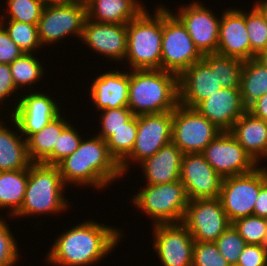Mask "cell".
<instances>
[{"label":"cell","instance_id":"f907efd6","mask_svg":"<svg viewBox=\"0 0 267 266\" xmlns=\"http://www.w3.org/2000/svg\"><path fill=\"white\" fill-rule=\"evenodd\" d=\"M78 1H79V2H84V3H85V2L88 1V0H78Z\"/></svg>","mask_w":267,"mask_h":266},{"label":"cell","instance_id":"cb8c5ba5","mask_svg":"<svg viewBox=\"0 0 267 266\" xmlns=\"http://www.w3.org/2000/svg\"><path fill=\"white\" fill-rule=\"evenodd\" d=\"M259 166L267 158V122L246 111L229 131Z\"/></svg>","mask_w":267,"mask_h":266},{"label":"cell","instance_id":"ac0fdd59","mask_svg":"<svg viewBox=\"0 0 267 266\" xmlns=\"http://www.w3.org/2000/svg\"><path fill=\"white\" fill-rule=\"evenodd\" d=\"M180 181L189 200L219 198L223 178L212 168L201 153L183 155Z\"/></svg>","mask_w":267,"mask_h":266},{"label":"cell","instance_id":"bcb514c9","mask_svg":"<svg viewBox=\"0 0 267 266\" xmlns=\"http://www.w3.org/2000/svg\"><path fill=\"white\" fill-rule=\"evenodd\" d=\"M247 111L250 112L253 116L263 119L265 122H267V93L253 102L247 108Z\"/></svg>","mask_w":267,"mask_h":266},{"label":"cell","instance_id":"4dcf8cb0","mask_svg":"<svg viewBox=\"0 0 267 266\" xmlns=\"http://www.w3.org/2000/svg\"><path fill=\"white\" fill-rule=\"evenodd\" d=\"M137 136V116L134 115L124 127L113 131L105 141L109 153L120 165L131 153Z\"/></svg>","mask_w":267,"mask_h":266},{"label":"cell","instance_id":"1f68e13d","mask_svg":"<svg viewBox=\"0 0 267 266\" xmlns=\"http://www.w3.org/2000/svg\"><path fill=\"white\" fill-rule=\"evenodd\" d=\"M0 24L23 53L35 54V49L37 51V49L42 48L37 24H28L14 20H0Z\"/></svg>","mask_w":267,"mask_h":266},{"label":"cell","instance_id":"8992f818","mask_svg":"<svg viewBox=\"0 0 267 266\" xmlns=\"http://www.w3.org/2000/svg\"><path fill=\"white\" fill-rule=\"evenodd\" d=\"M132 203L153 219L152 225L182 223L188 197L185 187L180 180L175 182L145 185L132 195Z\"/></svg>","mask_w":267,"mask_h":266},{"label":"cell","instance_id":"8fae6325","mask_svg":"<svg viewBox=\"0 0 267 266\" xmlns=\"http://www.w3.org/2000/svg\"><path fill=\"white\" fill-rule=\"evenodd\" d=\"M86 18L84 2L44 6L37 24L41 45L60 42L69 35L80 40Z\"/></svg>","mask_w":267,"mask_h":266},{"label":"cell","instance_id":"c3c4849f","mask_svg":"<svg viewBox=\"0 0 267 266\" xmlns=\"http://www.w3.org/2000/svg\"><path fill=\"white\" fill-rule=\"evenodd\" d=\"M255 5L262 11L265 21L267 23V0L256 1Z\"/></svg>","mask_w":267,"mask_h":266},{"label":"cell","instance_id":"ab89813d","mask_svg":"<svg viewBox=\"0 0 267 266\" xmlns=\"http://www.w3.org/2000/svg\"><path fill=\"white\" fill-rule=\"evenodd\" d=\"M9 227L0 216V266H15L20 260L19 247Z\"/></svg>","mask_w":267,"mask_h":266},{"label":"cell","instance_id":"ba28073f","mask_svg":"<svg viewBox=\"0 0 267 266\" xmlns=\"http://www.w3.org/2000/svg\"><path fill=\"white\" fill-rule=\"evenodd\" d=\"M267 182V167H256L252 172L223 178L219 199L232 223L252 216L260 188Z\"/></svg>","mask_w":267,"mask_h":266},{"label":"cell","instance_id":"4316f807","mask_svg":"<svg viewBox=\"0 0 267 266\" xmlns=\"http://www.w3.org/2000/svg\"><path fill=\"white\" fill-rule=\"evenodd\" d=\"M69 124L61 113L27 139L28 156L32 163L52 165V151L57 146L58 136Z\"/></svg>","mask_w":267,"mask_h":266},{"label":"cell","instance_id":"44dd1931","mask_svg":"<svg viewBox=\"0 0 267 266\" xmlns=\"http://www.w3.org/2000/svg\"><path fill=\"white\" fill-rule=\"evenodd\" d=\"M219 23L217 52L241 60L250 59V41L245 23V10L226 8ZM238 9V10H237Z\"/></svg>","mask_w":267,"mask_h":266},{"label":"cell","instance_id":"f546056e","mask_svg":"<svg viewBox=\"0 0 267 266\" xmlns=\"http://www.w3.org/2000/svg\"><path fill=\"white\" fill-rule=\"evenodd\" d=\"M34 53H24L10 64V70L15 87L34 91L32 85L42 80L44 76V66Z\"/></svg>","mask_w":267,"mask_h":266},{"label":"cell","instance_id":"ee69618b","mask_svg":"<svg viewBox=\"0 0 267 266\" xmlns=\"http://www.w3.org/2000/svg\"><path fill=\"white\" fill-rule=\"evenodd\" d=\"M17 90L12 79L10 64L0 63V105L5 104L3 102L5 99L17 94Z\"/></svg>","mask_w":267,"mask_h":266},{"label":"cell","instance_id":"816d5d0a","mask_svg":"<svg viewBox=\"0 0 267 266\" xmlns=\"http://www.w3.org/2000/svg\"><path fill=\"white\" fill-rule=\"evenodd\" d=\"M229 266H241V265H239V264H233V265H229Z\"/></svg>","mask_w":267,"mask_h":266},{"label":"cell","instance_id":"484cf974","mask_svg":"<svg viewBox=\"0 0 267 266\" xmlns=\"http://www.w3.org/2000/svg\"><path fill=\"white\" fill-rule=\"evenodd\" d=\"M87 19L110 24H127L145 8L138 0H88Z\"/></svg>","mask_w":267,"mask_h":266},{"label":"cell","instance_id":"d590c367","mask_svg":"<svg viewBox=\"0 0 267 266\" xmlns=\"http://www.w3.org/2000/svg\"><path fill=\"white\" fill-rule=\"evenodd\" d=\"M244 61L217 53V77L219 84L225 88H240Z\"/></svg>","mask_w":267,"mask_h":266},{"label":"cell","instance_id":"30bf717a","mask_svg":"<svg viewBox=\"0 0 267 266\" xmlns=\"http://www.w3.org/2000/svg\"><path fill=\"white\" fill-rule=\"evenodd\" d=\"M222 131L195 108L178 105L172 111V142L184 153H201Z\"/></svg>","mask_w":267,"mask_h":266},{"label":"cell","instance_id":"9c48e42d","mask_svg":"<svg viewBox=\"0 0 267 266\" xmlns=\"http://www.w3.org/2000/svg\"><path fill=\"white\" fill-rule=\"evenodd\" d=\"M170 142H172V111L138 115L137 136L133 149L120 164L122 175L129 172L131 168L129 163L131 165L142 163Z\"/></svg>","mask_w":267,"mask_h":266},{"label":"cell","instance_id":"3957f363","mask_svg":"<svg viewBox=\"0 0 267 266\" xmlns=\"http://www.w3.org/2000/svg\"><path fill=\"white\" fill-rule=\"evenodd\" d=\"M179 105V77L162 69L129 70L128 107L136 116L173 111Z\"/></svg>","mask_w":267,"mask_h":266},{"label":"cell","instance_id":"83f0119b","mask_svg":"<svg viewBox=\"0 0 267 266\" xmlns=\"http://www.w3.org/2000/svg\"><path fill=\"white\" fill-rule=\"evenodd\" d=\"M28 169L0 172V209H8L9 217H13L23 204Z\"/></svg>","mask_w":267,"mask_h":266},{"label":"cell","instance_id":"d4e9b609","mask_svg":"<svg viewBox=\"0 0 267 266\" xmlns=\"http://www.w3.org/2000/svg\"><path fill=\"white\" fill-rule=\"evenodd\" d=\"M0 119V172L28 169L32 164L28 156L27 140L21 134L17 122L11 117L12 128ZM20 135H19V134ZM23 137V138H22Z\"/></svg>","mask_w":267,"mask_h":266},{"label":"cell","instance_id":"8d00e7d4","mask_svg":"<svg viewBox=\"0 0 267 266\" xmlns=\"http://www.w3.org/2000/svg\"><path fill=\"white\" fill-rule=\"evenodd\" d=\"M214 243L230 265L237 264L239 255L247 245L232 224Z\"/></svg>","mask_w":267,"mask_h":266},{"label":"cell","instance_id":"836d02e7","mask_svg":"<svg viewBox=\"0 0 267 266\" xmlns=\"http://www.w3.org/2000/svg\"><path fill=\"white\" fill-rule=\"evenodd\" d=\"M5 2L8 14H1L0 20L7 19L28 24H38L44 8L40 0H7ZM0 13H2L1 10Z\"/></svg>","mask_w":267,"mask_h":266},{"label":"cell","instance_id":"9a60e30c","mask_svg":"<svg viewBox=\"0 0 267 266\" xmlns=\"http://www.w3.org/2000/svg\"><path fill=\"white\" fill-rule=\"evenodd\" d=\"M152 248L162 266H192L194 239L182 223L153 225Z\"/></svg>","mask_w":267,"mask_h":266},{"label":"cell","instance_id":"d6986e66","mask_svg":"<svg viewBox=\"0 0 267 266\" xmlns=\"http://www.w3.org/2000/svg\"><path fill=\"white\" fill-rule=\"evenodd\" d=\"M81 41L90 50L107 57V60L124 62L127 52V24L102 23L86 18Z\"/></svg>","mask_w":267,"mask_h":266},{"label":"cell","instance_id":"7bdbcfd3","mask_svg":"<svg viewBox=\"0 0 267 266\" xmlns=\"http://www.w3.org/2000/svg\"><path fill=\"white\" fill-rule=\"evenodd\" d=\"M23 54V51L11 40L0 24V63L11 64Z\"/></svg>","mask_w":267,"mask_h":266},{"label":"cell","instance_id":"4fadbf2b","mask_svg":"<svg viewBox=\"0 0 267 266\" xmlns=\"http://www.w3.org/2000/svg\"><path fill=\"white\" fill-rule=\"evenodd\" d=\"M221 88L217 77V53L203 55L179 76V104L195 108Z\"/></svg>","mask_w":267,"mask_h":266},{"label":"cell","instance_id":"f6af8a7d","mask_svg":"<svg viewBox=\"0 0 267 266\" xmlns=\"http://www.w3.org/2000/svg\"><path fill=\"white\" fill-rule=\"evenodd\" d=\"M253 215L267 219V182L260 188L253 208Z\"/></svg>","mask_w":267,"mask_h":266},{"label":"cell","instance_id":"52a82bcc","mask_svg":"<svg viewBox=\"0 0 267 266\" xmlns=\"http://www.w3.org/2000/svg\"><path fill=\"white\" fill-rule=\"evenodd\" d=\"M202 55L196 49L185 25L163 5V33L160 69L178 77L191 65L200 61Z\"/></svg>","mask_w":267,"mask_h":266},{"label":"cell","instance_id":"e575fe53","mask_svg":"<svg viewBox=\"0 0 267 266\" xmlns=\"http://www.w3.org/2000/svg\"><path fill=\"white\" fill-rule=\"evenodd\" d=\"M246 244L267 246V219L258 216L242 217L232 222Z\"/></svg>","mask_w":267,"mask_h":266},{"label":"cell","instance_id":"6da1fadb","mask_svg":"<svg viewBox=\"0 0 267 266\" xmlns=\"http://www.w3.org/2000/svg\"><path fill=\"white\" fill-rule=\"evenodd\" d=\"M121 229L85 220L61 233L45 257L52 266L95 265L121 243Z\"/></svg>","mask_w":267,"mask_h":266},{"label":"cell","instance_id":"603a6c76","mask_svg":"<svg viewBox=\"0 0 267 266\" xmlns=\"http://www.w3.org/2000/svg\"><path fill=\"white\" fill-rule=\"evenodd\" d=\"M184 153L173 143L163 146L152 157L147 158L143 169L146 185H156L180 180V168Z\"/></svg>","mask_w":267,"mask_h":266},{"label":"cell","instance_id":"5b68a950","mask_svg":"<svg viewBox=\"0 0 267 266\" xmlns=\"http://www.w3.org/2000/svg\"><path fill=\"white\" fill-rule=\"evenodd\" d=\"M156 9V10H155ZM150 15L145 8L127 23V52L124 61L129 70L160 69L163 33V5Z\"/></svg>","mask_w":267,"mask_h":266},{"label":"cell","instance_id":"681fc988","mask_svg":"<svg viewBox=\"0 0 267 266\" xmlns=\"http://www.w3.org/2000/svg\"><path fill=\"white\" fill-rule=\"evenodd\" d=\"M255 59L260 62L264 67L267 68V49L264 51H261Z\"/></svg>","mask_w":267,"mask_h":266},{"label":"cell","instance_id":"74e56055","mask_svg":"<svg viewBox=\"0 0 267 266\" xmlns=\"http://www.w3.org/2000/svg\"><path fill=\"white\" fill-rule=\"evenodd\" d=\"M133 116L134 114L129 107L101 110V116H99V118H101V124H99L101 126V130L98 132L99 134H97V136L106 140L113 134V131L124 127V124Z\"/></svg>","mask_w":267,"mask_h":266},{"label":"cell","instance_id":"7c38bea8","mask_svg":"<svg viewBox=\"0 0 267 266\" xmlns=\"http://www.w3.org/2000/svg\"><path fill=\"white\" fill-rule=\"evenodd\" d=\"M182 224L194 241L215 242L232 224L219 198L188 201Z\"/></svg>","mask_w":267,"mask_h":266},{"label":"cell","instance_id":"f1b7e54d","mask_svg":"<svg viewBox=\"0 0 267 266\" xmlns=\"http://www.w3.org/2000/svg\"><path fill=\"white\" fill-rule=\"evenodd\" d=\"M240 93L242 101L247 108L267 93V68L255 58L244 60Z\"/></svg>","mask_w":267,"mask_h":266},{"label":"cell","instance_id":"ffe728a7","mask_svg":"<svg viewBox=\"0 0 267 266\" xmlns=\"http://www.w3.org/2000/svg\"><path fill=\"white\" fill-rule=\"evenodd\" d=\"M195 109L221 131H230L233 124L247 111L240 88H225L201 101Z\"/></svg>","mask_w":267,"mask_h":266},{"label":"cell","instance_id":"b9f144b4","mask_svg":"<svg viewBox=\"0 0 267 266\" xmlns=\"http://www.w3.org/2000/svg\"><path fill=\"white\" fill-rule=\"evenodd\" d=\"M241 266H267V246L247 244L239 255Z\"/></svg>","mask_w":267,"mask_h":266},{"label":"cell","instance_id":"7a4b0ae2","mask_svg":"<svg viewBox=\"0 0 267 266\" xmlns=\"http://www.w3.org/2000/svg\"><path fill=\"white\" fill-rule=\"evenodd\" d=\"M57 166L66 186L71 183L76 184L75 187L92 186L100 190L123 177L120 165L109 153L106 141L97 135L83 138L78 149Z\"/></svg>","mask_w":267,"mask_h":266},{"label":"cell","instance_id":"7dc6e473","mask_svg":"<svg viewBox=\"0 0 267 266\" xmlns=\"http://www.w3.org/2000/svg\"><path fill=\"white\" fill-rule=\"evenodd\" d=\"M44 6L62 5L77 2L78 0H40Z\"/></svg>","mask_w":267,"mask_h":266},{"label":"cell","instance_id":"277c9868","mask_svg":"<svg viewBox=\"0 0 267 266\" xmlns=\"http://www.w3.org/2000/svg\"><path fill=\"white\" fill-rule=\"evenodd\" d=\"M66 185L58 166L32 163L21 209L13 216H36L65 212L70 207L65 198Z\"/></svg>","mask_w":267,"mask_h":266},{"label":"cell","instance_id":"60d3db41","mask_svg":"<svg viewBox=\"0 0 267 266\" xmlns=\"http://www.w3.org/2000/svg\"><path fill=\"white\" fill-rule=\"evenodd\" d=\"M214 242L194 241L192 266H229Z\"/></svg>","mask_w":267,"mask_h":266},{"label":"cell","instance_id":"5bb4252c","mask_svg":"<svg viewBox=\"0 0 267 266\" xmlns=\"http://www.w3.org/2000/svg\"><path fill=\"white\" fill-rule=\"evenodd\" d=\"M201 154L222 178L244 175L259 167L229 131L219 133Z\"/></svg>","mask_w":267,"mask_h":266},{"label":"cell","instance_id":"7402d4cb","mask_svg":"<svg viewBox=\"0 0 267 266\" xmlns=\"http://www.w3.org/2000/svg\"><path fill=\"white\" fill-rule=\"evenodd\" d=\"M90 98L98 111L128 107L129 71L111 70L92 81Z\"/></svg>","mask_w":267,"mask_h":266},{"label":"cell","instance_id":"f35d334b","mask_svg":"<svg viewBox=\"0 0 267 266\" xmlns=\"http://www.w3.org/2000/svg\"><path fill=\"white\" fill-rule=\"evenodd\" d=\"M70 123L58 136L57 146L52 151V165L57 166L62 160L75 152L83 138Z\"/></svg>","mask_w":267,"mask_h":266},{"label":"cell","instance_id":"2e32d148","mask_svg":"<svg viewBox=\"0 0 267 266\" xmlns=\"http://www.w3.org/2000/svg\"><path fill=\"white\" fill-rule=\"evenodd\" d=\"M175 15L185 25L196 49L200 54H212L217 52L219 40L218 18L213 11L205 7L202 2L194 1L189 5H182Z\"/></svg>","mask_w":267,"mask_h":266},{"label":"cell","instance_id":"d6a6232c","mask_svg":"<svg viewBox=\"0 0 267 266\" xmlns=\"http://www.w3.org/2000/svg\"><path fill=\"white\" fill-rule=\"evenodd\" d=\"M246 30L250 41V59L267 49V23L262 11L253 4L250 12L245 11Z\"/></svg>","mask_w":267,"mask_h":266},{"label":"cell","instance_id":"e0dca14e","mask_svg":"<svg viewBox=\"0 0 267 266\" xmlns=\"http://www.w3.org/2000/svg\"><path fill=\"white\" fill-rule=\"evenodd\" d=\"M29 91L14 102L12 117L18 124L21 134L27 140L32 134L42 130L62 112L61 106L47 93ZM59 106V107H58Z\"/></svg>","mask_w":267,"mask_h":266}]
</instances>
